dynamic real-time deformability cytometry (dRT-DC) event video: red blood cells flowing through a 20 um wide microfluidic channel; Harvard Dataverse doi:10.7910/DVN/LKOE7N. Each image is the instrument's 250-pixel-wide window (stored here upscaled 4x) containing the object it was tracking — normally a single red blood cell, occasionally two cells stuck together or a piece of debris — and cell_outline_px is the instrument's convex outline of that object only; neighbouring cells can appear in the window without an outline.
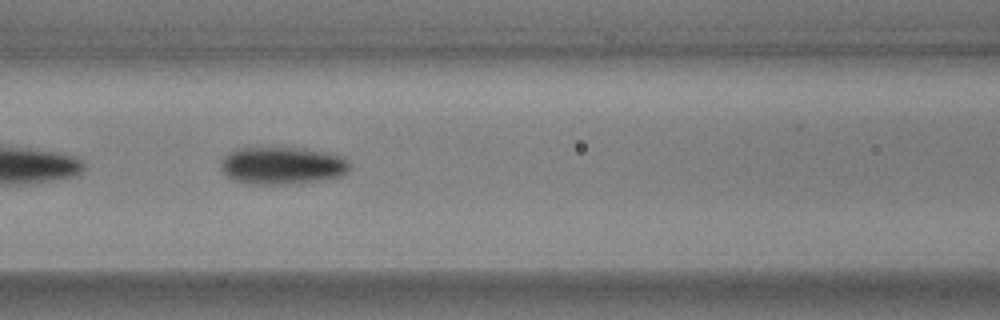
{"species": "common noctule bat (a hibernating species)", "species_latin": "Nyctalus noctula", "temperature_condition": "warm", "stored_images_in_passage": 28, "camera_frame_rate_fps": 3000, "um_per_image_px": 0.085, "animal": {"sex": "male", "body_mass_g": 17.9, "forearm_length_mm": 54.2}, "frame": {"image": 1, "passage_image": 25, "time_ms": 8.0, "image_size_px": [1000, 320], "cell_outline_px": [[352, 168], [348, 172], [340, 176], [320, 180], [272, 184], [244, 184], [232, 180], [220, 168], [220, 164], [224, 156], [228, 152], [236, 148], [292, 148], [320, 152], [340, 156], [348, 160], [352, 164]], "centroid_in_image_um": [23.95, 14.08], "position_along_channel_um": 142.7, "area_um2": 27.86}}